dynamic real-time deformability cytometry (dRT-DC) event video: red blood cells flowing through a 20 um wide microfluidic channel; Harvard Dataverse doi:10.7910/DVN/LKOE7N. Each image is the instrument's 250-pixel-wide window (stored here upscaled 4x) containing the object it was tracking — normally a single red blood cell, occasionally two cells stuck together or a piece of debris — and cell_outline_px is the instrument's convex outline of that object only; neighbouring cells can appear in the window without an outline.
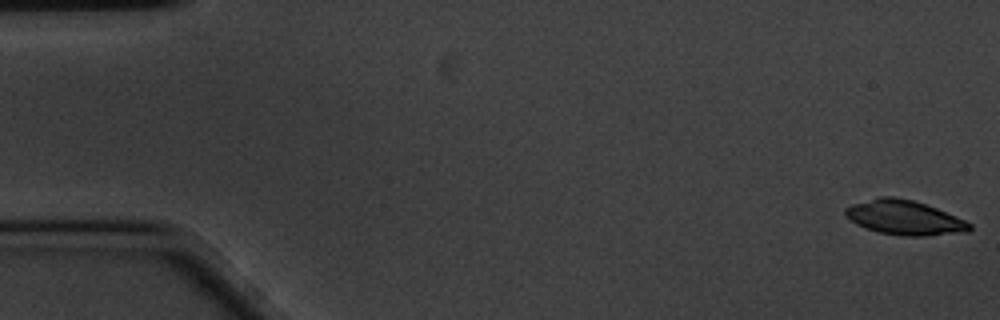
{"species": "common noctule bat (a hibernating species)", "species_latin": "Nyctalus noctula", "temperature_condition": "cold", "stored_images_in_passage": 59, "camera_frame_rate_fps": 3000, "um_per_image_px": 0.085, "animal": {"sex": "male", "body_mass_g": 20.1, "forearm_length_mm": 53.5}, "frame": {"image": 1, "passage_image": 1, "time_ms": 0.0, "image_size_px": [1000, 320], "cell_outline_px": [[972, 228], [968, 232], [924, 236], [900, 236], [880, 232], [856, 224], [844, 212], [844, 208], [852, 204], [880, 196], [892, 196], [912, 200], [936, 208], [964, 220], [972, 224]], "centroid_in_image_um": [76.89, 18.5], "position_along_channel_um": 8.1, "area_um2": 24.74}}
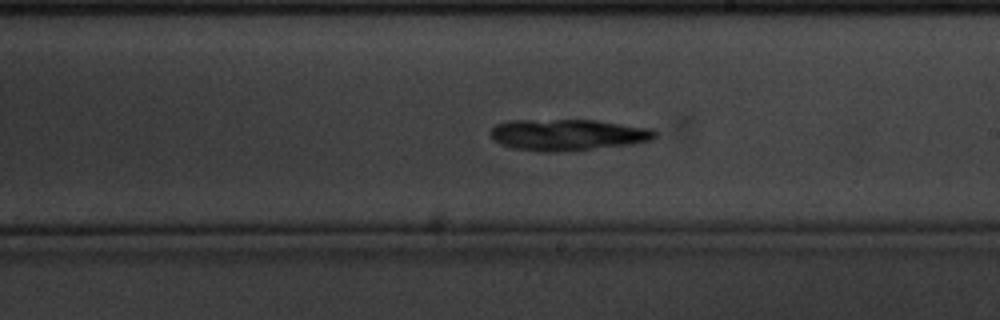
{"frame": {"image": 2, "passage_image": 33, "time_ms": 10.667, "image_size_px": [1000, 320], "cell_outline_px": [[656, 136], [652, 140], [632, 144], [576, 152], [540, 152], [512, 148], [500, 144], [488, 132], [496, 124], [508, 120], [596, 120], [652, 128], [656, 132]], "centroid_in_image_um": [48.28, 11.47], "position_along_channel_um": 240.7, "area_um2": 30.69}}
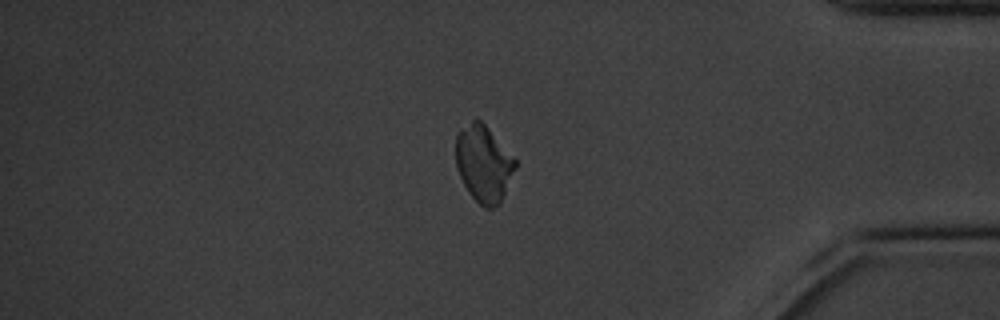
{"frame": {"image": 3, "passage_image": 49, "time_ms": 16.0, "image_size_px": [1000, 320], "cell_outline_px": [[516, 168], [500, 204], [492, 208], [484, 208], [468, 192], [456, 168], [456, 132], [476, 116], [484, 124], [516, 160]], "centroid_in_image_um": [41.09, 13.9], "position_along_channel_um": 394.1, "area_um2": 26.47}, "authors_computed_cell_mechanics": {"area_um2": 27.8018, "velocity_mm_per_s": 3.4173, "shape_relaxation_time_tau1_ms": 4.3983, "shape_relaxation_time_tau2_ms": 11.06, "deformation_change_tau1": 0.1871, "deformation_change_tau2": 0.1483}}